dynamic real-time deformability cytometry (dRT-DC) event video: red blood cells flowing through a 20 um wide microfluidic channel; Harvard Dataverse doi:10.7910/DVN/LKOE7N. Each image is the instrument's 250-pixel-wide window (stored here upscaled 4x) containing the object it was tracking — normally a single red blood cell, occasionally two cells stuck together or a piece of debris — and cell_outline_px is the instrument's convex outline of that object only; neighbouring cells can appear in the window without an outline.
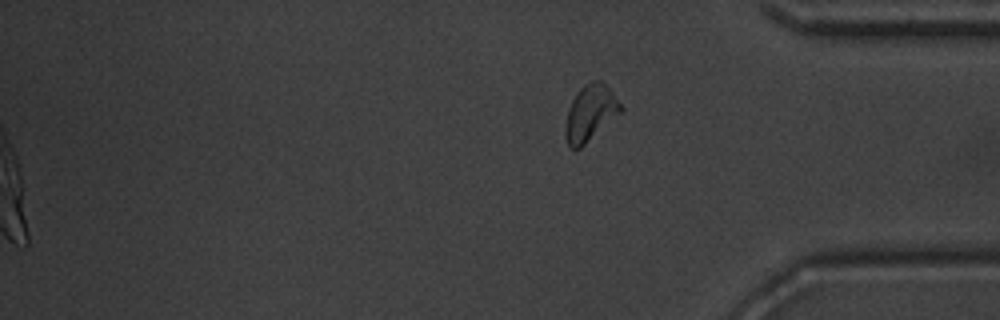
{"species": "common noctule bat (a hibernating species)", "species_latin": "Nyctalus noctula", "temperature_condition": "warm", "stored_images_in_passage": 54, "segment_of_instrument_passage": [2, 2], "camera_frame_rate_fps": 3000, "um_per_image_px": 0.085, "animal": {"sex": "male", "body_mass_g": 20.1, "forearm_length_mm": 53.5}, "frame": {"image": 1, "passage_image": 54, "time_ms": 17.667, "image_size_px": [1000, 320], "cell_outline_px": [[624, 112], [580, 148], [572, 148], [568, 144], [564, 132], [564, 128], [568, 108], [572, 100], [580, 88], [584, 84], [592, 80], [600, 80], [612, 92], [624, 108]], "centroid_in_image_um": [50.2, 9.61], "position_along_channel_um": 385.0, "area_um2": 18.26}}